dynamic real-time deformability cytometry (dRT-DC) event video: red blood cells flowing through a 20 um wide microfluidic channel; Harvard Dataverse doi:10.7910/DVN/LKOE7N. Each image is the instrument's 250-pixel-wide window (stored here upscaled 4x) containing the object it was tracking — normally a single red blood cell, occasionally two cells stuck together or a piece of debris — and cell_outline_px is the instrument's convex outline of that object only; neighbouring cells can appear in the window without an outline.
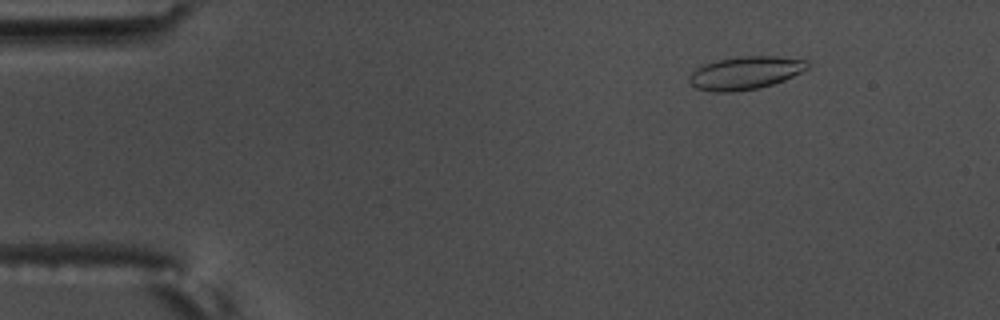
{"species": "common noctule bat (a hibernating species)", "species_latin": "Nyctalus noctula", "temperature_condition": "warm", "stored_images_in_passage": 16, "camera_frame_rate_fps": 3000, "um_per_image_px": 0.085, "animal": {"sex": "male", "body_mass_g": 17.5, "forearm_length_mm": 52.3}, "frame": {"image": 1, "passage_image": 5, "time_ms": 1.333, "image_size_px": [1000, 320], "cell_outline_px": [[808, 68], [784, 80], [772, 84], [756, 88], [732, 92], [712, 92], [696, 88], [688, 80], [688, 76], [696, 68], [704, 64], [716, 60], [740, 56], [776, 56], [808, 60]], "centroid_in_image_um": [63.32, 6.19], "position_along_channel_um": 21.7, "area_um2": 22.66}}